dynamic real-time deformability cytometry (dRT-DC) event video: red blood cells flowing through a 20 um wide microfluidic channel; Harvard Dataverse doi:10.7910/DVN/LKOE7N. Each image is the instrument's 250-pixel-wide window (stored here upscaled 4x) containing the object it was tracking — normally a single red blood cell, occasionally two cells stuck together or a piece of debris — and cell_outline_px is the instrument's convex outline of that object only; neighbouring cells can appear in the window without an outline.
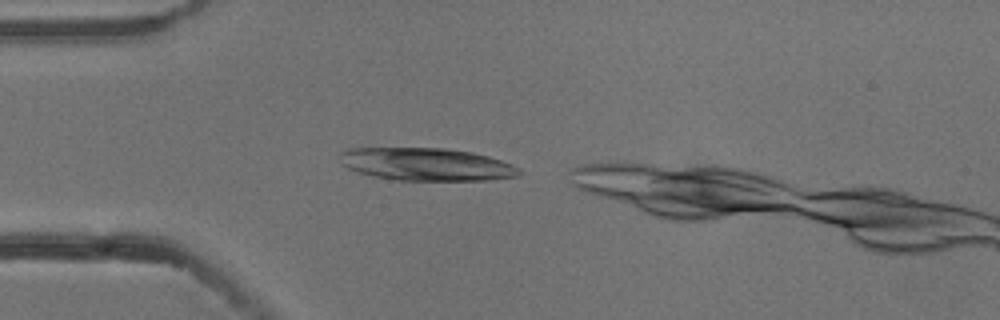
{"species": "common noctule bat (a hibernating species)", "species_latin": "Nyctalus noctula", "temperature_condition": "cold", "stored_images_in_passage": 3, "camera_frame_rate_fps": 3000, "um_per_image_px": 0.085, "animal": {"sex": "male", "body_mass_g": 13.3}, "frame": {"image": 1, "passage_image": 1, "time_ms": 0.0, "image_size_px": [1000, 320], "cell_outline_px": [[524, 172], [520, 176], [488, 180], [396, 180], [372, 176], [348, 168], [340, 164], [340, 152], [348, 148], [444, 148], [472, 152], [488, 156], [512, 164], [520, 168]], "centroid_in_image_um": [36.26, 13.96], "position_along_channel_um": 48.7, "area_um2": 34.39}}